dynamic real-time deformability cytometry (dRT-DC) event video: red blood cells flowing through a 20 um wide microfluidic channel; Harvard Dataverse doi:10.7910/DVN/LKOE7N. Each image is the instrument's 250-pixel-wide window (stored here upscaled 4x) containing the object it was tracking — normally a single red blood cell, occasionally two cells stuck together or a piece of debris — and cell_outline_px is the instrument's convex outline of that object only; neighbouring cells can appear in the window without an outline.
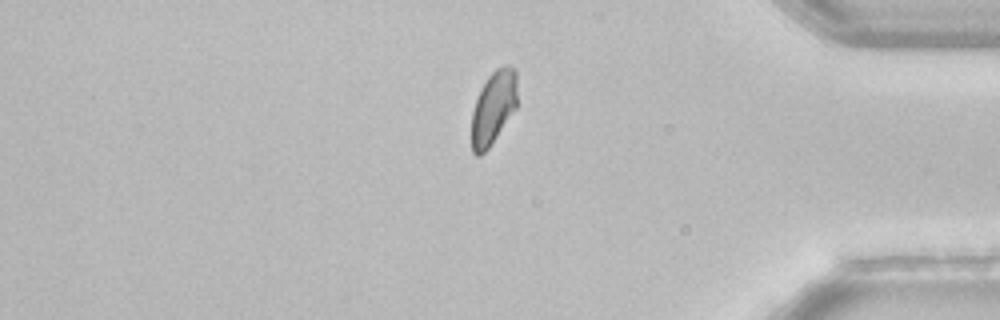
{"species": "common noctule bat (a hibernating species)", "species_latin": "Nyctalus noctula", "temperature_condition": "room temperature", "stored_images_in_passage": 38, "camera_frame_rate_fps": 3000, "um_per_image_px": 0.085, "animal": {"sex": "female", "body_mass_g": 22.7, "forearm_length_mm": 54.2}, "frame": {"image": 1, "passage_image": 28, "time_ms": 9.0, "image_size_px": [1000, 320], "cell_outline_px": [[516, 108], [488, 148], [480, 156], [476, 156], [472, 152], [472, 112], [480, 88], [488, 76], [496, 68], [508, 64], [516, 68]], "centroid_in_image_um": [41.93, 9.12], "position_along_channel_um": 393.3, "area_um2": 19.42}}
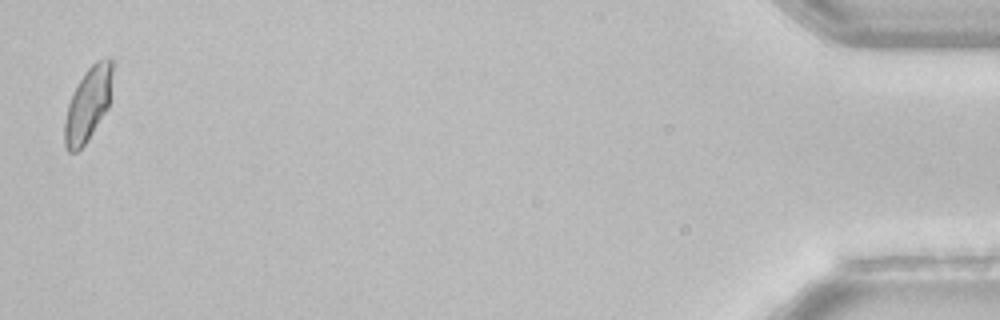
{"frame": {"image": 2, "passage_image": 36, "time_ms": 11.667, "image_size_px": [1000, 320], "cell_outline_px": [[112, 72], [108, 108], [88, 140], [76, 152], [68, 152], [64, 144], [64, 124], [68, 104], [84, 72], [96, 60], [108, 56], [112, 60]], "centroid_in_image_um": [7.48, 8.86], "position_along_channel_um": 427.7, "area_um2": 20.35}}